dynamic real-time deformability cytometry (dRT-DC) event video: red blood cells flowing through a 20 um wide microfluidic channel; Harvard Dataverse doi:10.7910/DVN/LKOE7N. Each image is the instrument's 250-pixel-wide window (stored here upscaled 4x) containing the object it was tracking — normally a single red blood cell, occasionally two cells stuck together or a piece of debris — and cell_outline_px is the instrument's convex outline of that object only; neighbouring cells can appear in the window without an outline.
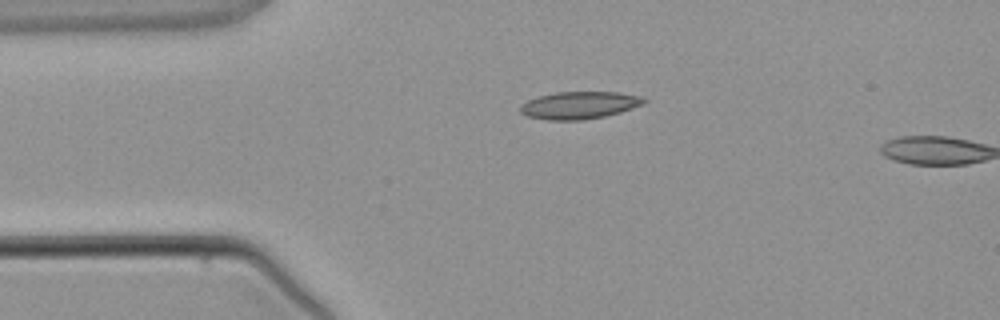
{"species": "common noctule bat (a hibernating species)", "species_latin": "Nyctalus noctula", "temperature_condition": "warm", "stored_images_in_passage": 3, "camera_frame_rate_fps": 3000, "um_per_image_px": 0.085, "animal": {"sex": "male", "body_mass_g": 21.5, "forearm_length_mm": 52.0}, "frame": {"image": 1, "passage_image": 2, "time_ms": 2.0, "image_size_px": [1000, 320], "cell_outline_px": [[648, 100], [644, 104], [620, 112], [604, 116], [584, 120], [548, 120], [528, 116], [520, 112], [520, 104], [528, 100], [540, 96], [556, 92], [616, 92], [640, 96]], "centroid_in_image_um": [49.25, 8.94], "position_along_channel_um": 35.8, "area_um2": 19.65}}